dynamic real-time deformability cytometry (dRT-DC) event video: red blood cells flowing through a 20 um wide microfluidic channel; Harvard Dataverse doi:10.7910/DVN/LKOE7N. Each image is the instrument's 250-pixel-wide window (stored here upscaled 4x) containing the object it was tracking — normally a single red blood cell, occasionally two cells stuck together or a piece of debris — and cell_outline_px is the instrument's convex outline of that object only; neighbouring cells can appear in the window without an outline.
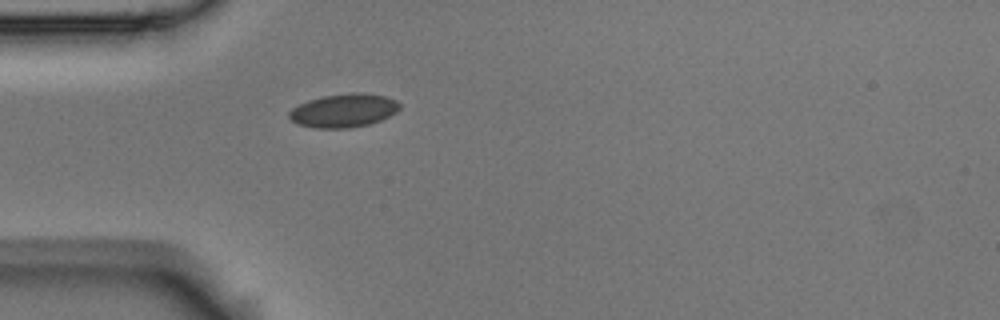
{"species": "Egyptian fruit bat (a non-hibernating species)", "species_latin": "Rousettus aegyptiacus", "temperature_condition": "room temperature", "stored_images_in_passage": 2, "camera_frame_rate_fps": 3000, "um_per_image_px": 0.085, "animal": {"sex": "male"}, "frame": {"image": 1, "passage_image": 2, "time_ms": 0.333, "image_size_px": [1000, 320], "cell_outline_px": [[400, 108], [396, 112], [380, 120], [368, 124], [348, 128], [316, 128], [300, 124], [292, 120], [288, 116], [288, 112], [292, 108], [308, 100], [324, 96], [352, 92], [360, 92], [384, 96], [396, 100], [400, 104]], "centroid_in_image_um": [29.22, 9.39], "position_along_channel_um": 55.8, "area_um2": 21.39}}